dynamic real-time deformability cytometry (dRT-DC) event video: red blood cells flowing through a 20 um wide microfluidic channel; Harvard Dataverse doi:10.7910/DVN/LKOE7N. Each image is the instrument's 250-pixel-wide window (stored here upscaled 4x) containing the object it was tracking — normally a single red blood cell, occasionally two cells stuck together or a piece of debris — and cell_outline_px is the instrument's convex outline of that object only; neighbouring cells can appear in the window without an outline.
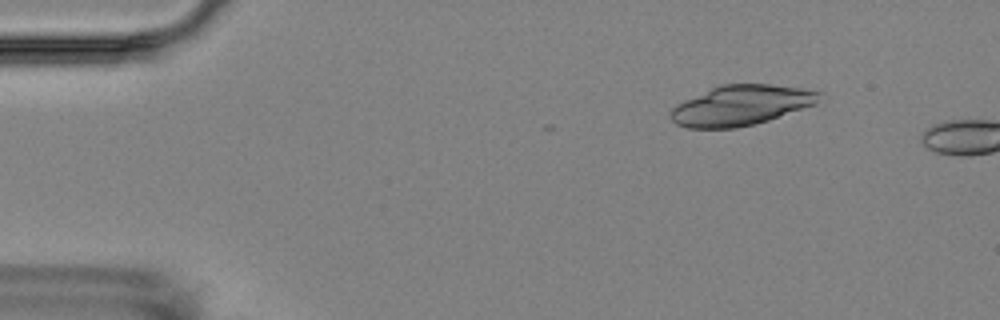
{"species": "Egyptian fruit bat (a non-hibernating species)", "species_latin": "Rousettus aegyptiacus", "temperature_condition": "room temperature", "stored_images_in_passage": 2, "camera_frame_rate_fps": 3000, "um_per_image_px": 0.085, "animal": {"sex": "female"}, "frame": {"image": 1, "passage_image": 1, "time_ms": 0.0, "image_size_px": [1000, 320], "cell_outline_px": [[824, 92], [816, 104], [768, 120], [736, 128], [688, 128], [676, 124], [672, 120], [668, 112], [676, 104], [684, 100], [720, 84], [768, 84], [800, 88]], "centroid_in_image_um": [62.97, 8.95], "position_along_channel_um": 22.0, "area_um2": 34.68}}